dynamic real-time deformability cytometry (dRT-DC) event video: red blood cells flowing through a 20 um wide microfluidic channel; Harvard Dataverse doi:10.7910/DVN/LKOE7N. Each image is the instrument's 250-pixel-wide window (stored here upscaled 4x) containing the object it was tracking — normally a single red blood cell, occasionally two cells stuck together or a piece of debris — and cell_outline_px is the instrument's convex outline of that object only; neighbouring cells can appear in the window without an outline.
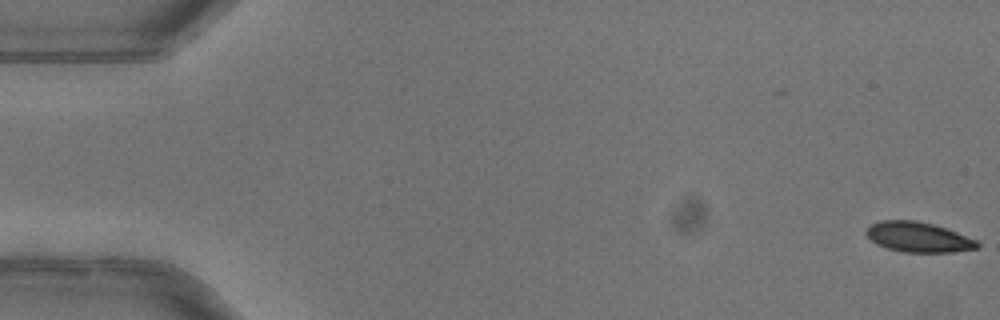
{"species": "common noctule bat (a hibernating species)", "species_latin": "Nyctalus noctula", "temperature_condition": "warm", "stored_images_in_passage": 53, "camera_frame_rate_fps": 3000, "um_per_image_px": 0.085, "animal": {"sex": "female"}, "frame": {"image": 1, "passage_image": 1, "time_ms": 0.0, "image_size_px": [1000, 320], "cell_outline_px": [[980, 244], [976, 248], [952, 252], [904, 252], [888, 248], [876, 244], [864, 232], [872, 224], [880, 220], [916, 220], [932, 224], [956, 232], [976, 240]], "centroid_in_image_um": [78.03, 20.15], "position_along_channel_um": 7.0, "area_um2": 19.19}}
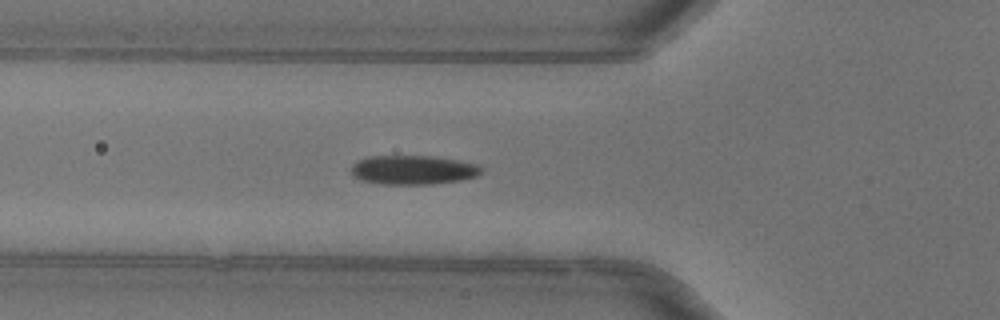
{"frame": {"image": 2, "passage_image": 19, "time_ms": 6.0, "image_size_px": [1000, 320], "cell_outline_px": [[484, 168], [476, 176], [460, 180], [432, 184], [380, 184], [360, 180], [352, 176], [352, 164], [356, 160], [368, 156], [432, 156], [480, 164]], "centroid_in_image_um": [35.09, 14.44], "position_along_channel_um": 90.7, "area_um2": 22.25}, "authors_computed_cell_mechanics": {"area_um2": 21.2704, "velocity_mm_per_s": 4.0058, "shape_relaxation_time_tau1_ms": 5.2747, "shape_relaxation_time_tau2_ms": 2.7948, "deformation_change_tau1": 0.158, "deformation_change_tau2": 0.0473}}